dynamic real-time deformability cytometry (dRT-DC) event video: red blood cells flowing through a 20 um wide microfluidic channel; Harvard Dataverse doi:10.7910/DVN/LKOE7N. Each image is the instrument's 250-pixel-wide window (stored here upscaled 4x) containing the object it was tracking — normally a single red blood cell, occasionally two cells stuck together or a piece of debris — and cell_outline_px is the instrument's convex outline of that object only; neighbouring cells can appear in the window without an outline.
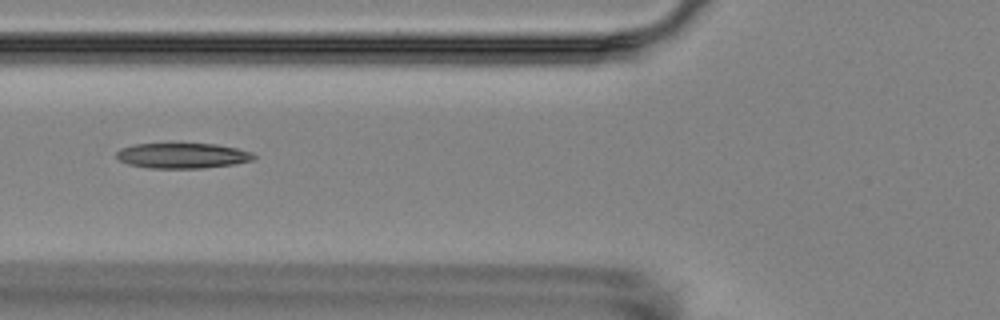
{"species": "Egyptian fruit bat (a non-hibernating species)", "species_latin": "Rousettus aegyptiacus", "temperature_condition": "room temperature", "stored_images_in_passage": 3, "camera_frame_rate_fps": 3000, "um_per_image_px": 0.085, "animal": {"sex": "female"}, "frame": {"image": 1, "passage_image": 2, "time_ms": 1.0, "image_size_px": [1000, 320], "cell_outline_px": [[256, 156], [252, 160], [236, 164], [204, 168], [148, 168], [128, 164], [120, 160], [116, 156], [116, 152], [120, 148], [136, 144], [176, 140], [216, 144], [236, 148], [252, 152]], "centroid_in_image_um": [15.49, 13.17], "position_along_channel_um": 110.3, "area_um2": 21.39}}